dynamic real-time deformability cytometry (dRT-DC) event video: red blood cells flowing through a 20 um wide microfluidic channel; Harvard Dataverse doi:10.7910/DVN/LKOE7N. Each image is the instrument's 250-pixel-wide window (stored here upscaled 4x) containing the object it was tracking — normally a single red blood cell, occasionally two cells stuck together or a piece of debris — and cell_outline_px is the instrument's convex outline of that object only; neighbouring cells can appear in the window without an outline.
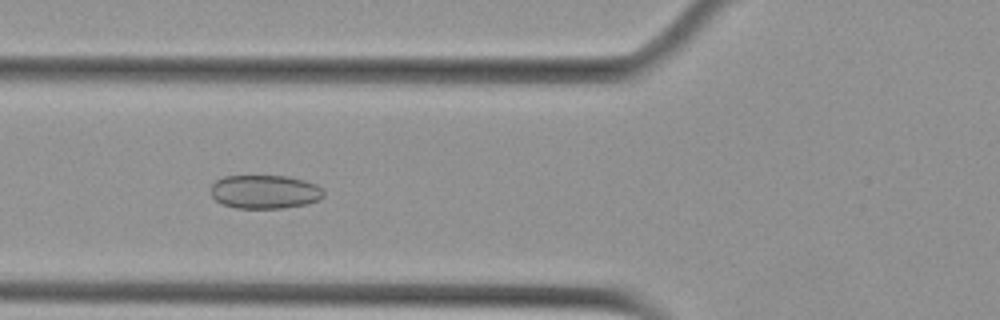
{"species": "Egyptian fruit bat (a non-hibernating species)", "species_latin": "Rousettus aegyptiacus", "temperature_condition": "cold", "stored_images_in_passage": 35, "camera_frame_rate_fps": 3000, "um_per_image_px": 0.085, "animal": {"sex": "female"}, "frame": {"image": 1, "passage_image": 7, "time_ms": 2.0, "image_size_px": [1000, 320], "cell_outline_px": [[324, 196], [320, 200], [308, 204], [284, 208], [236, 208], [224, 204], [216, 200], [212, 196], [212, 184], [216, 180], [224, 176], [288, 176], [304, 180], [316, 184], [324, 192]], "centroid_in_image_um": [22.54, 16.3], "position_along_channel_um": 103.3, "area_um2": 22.2}}
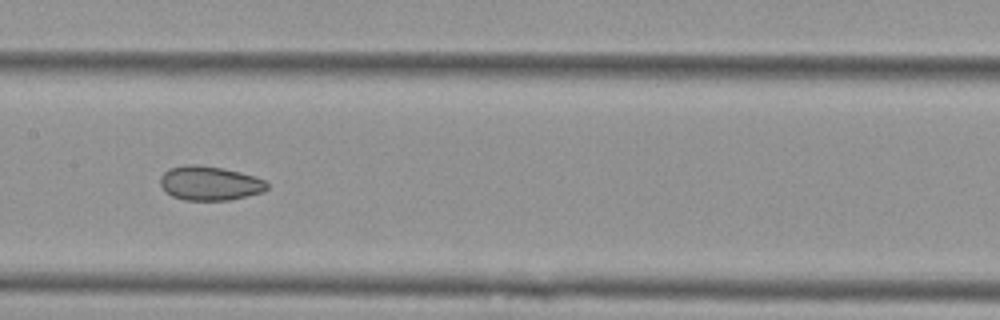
{"frame": {"image": 2, "passage_image": 14, "time_ms": 4.333, "image_size_px": [1000, 320], "cell_outline_px": [[268, 188], [264, 192], [228, 200], [184, 200], [172, 196], [160, 184], [160, 176], [168, 168], [188, 164], [196, 164], [224, 168], [240, 172], [264, 180], [268, 184]], "centroid_in_image_um": [17.82, 15.57], "position_along_channel_um": 189.6, "area_um2": 21.27}}
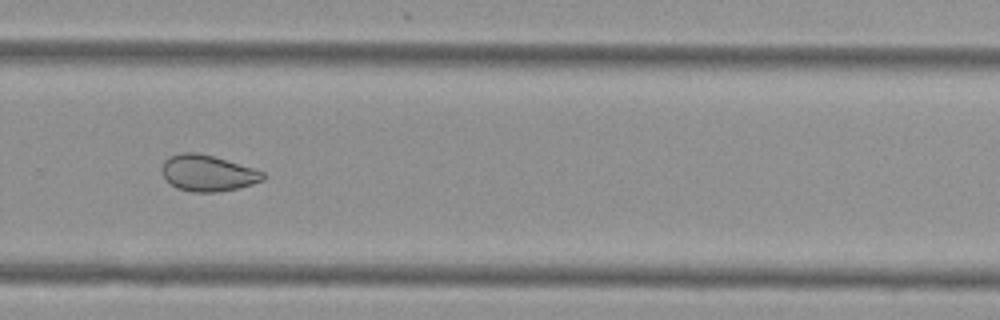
{"frame": {"image": 3, "passage_image": 24, "time_ms": 7.667, "image_size_px": [1000, 320], "cell_outline_px": [[264, 180], [252, 184], [236, 188], [216, 192], [192, 192], [176, 188], [164, 176], [164, 160], [168, 156], [180, 152], [196, 152], [212, 156], [252, 168], [264, 172]], "centroid_in_image_um": [17.65, 14.71], "position_along_channel_um": 312.1, "area_um2": 20.92}, "authors_computed_cell_mechanics": {"area_um2": 21.5016, "velocity_mm_per_s": 3.6866, "shape_relaxation_time_tau1_ms": null, "shape_relaxation_time_tau2_ms": 3.0062, "deformation_change_tau1": null, "deformation_change_tau2": 0.0736}}